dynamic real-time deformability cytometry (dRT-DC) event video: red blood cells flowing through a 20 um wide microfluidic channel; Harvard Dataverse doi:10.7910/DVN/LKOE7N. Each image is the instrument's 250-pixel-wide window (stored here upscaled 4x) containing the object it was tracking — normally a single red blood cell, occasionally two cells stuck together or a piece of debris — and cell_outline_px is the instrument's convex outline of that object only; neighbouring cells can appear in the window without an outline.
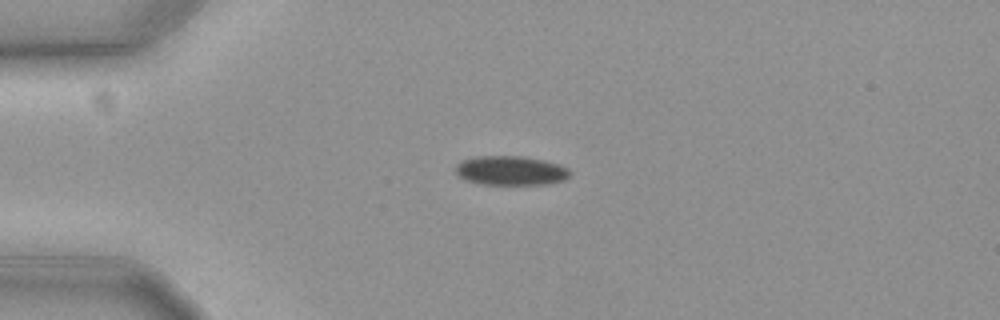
{"species": "common noctule bat (a hibernating species)", "species_latin": "Nyctalus noctula", "temperature_condition": "cold", "stored_images_in_passage": 39, "camera_frame_rate_fps": 3000, "um_per_image_px": 0.085, "animal": {"sex": "female", "body_mass_g": 19.3, "forearm_length_mm": 54.1}, "frame": {"image": 1, "passage_image": 1, "time_ms": 0.0, "image_size_px": [1000, 320], "cell_outline_px": [[572, 172], [564, 180], [552, 184], [480, 184], [464, 180], [456, 176], [456, 164], [460, 160], [472, 156], [520, 156], [544, 160], [560, 164], [568, 168]], "centroid_in_image_um": [43.38, 14.5], "position_along_channel_um": 41.6, "area_um2": 19.88}}
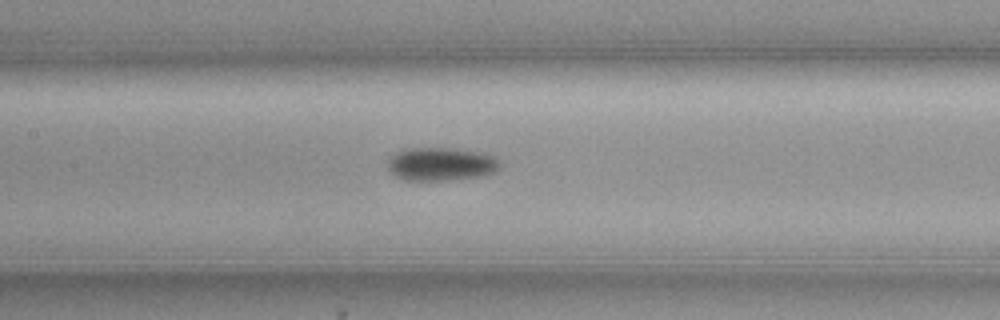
{"frame": {"image": 2, "passage_image": 14, "time_ms": 4.333, "image_size_px": [1000, 320], "cell_outline_px": [[500, 168], [496, 172], [484, 176], [440, 180], [404, 180], [396, 176], [388, 168], [388, 156], [404, 148], [452, 148], [484, 152], [500, 160]], "centroid_in_image_um": [37.5, 13.93], "position_along_channel_um": 169.9, "area_um2": 22.02}}
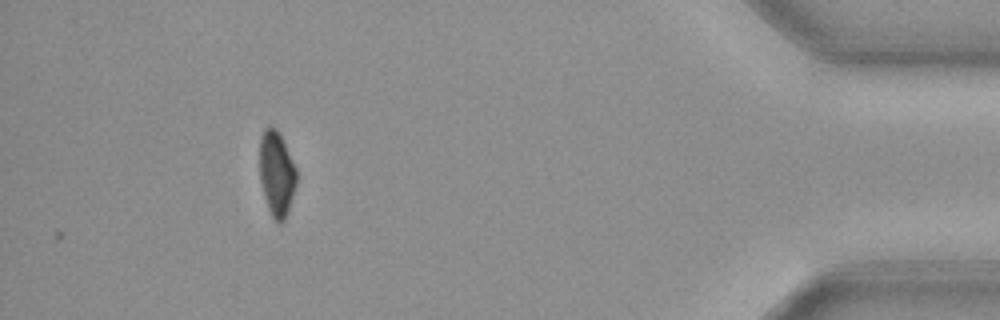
{"frame": {"image": 3, "passage_image": 39, "time_ms": 12.667, "image_size_px": [1000, 320], "cell_outline_px": [[296, 184], [288, 212], [284, 220], [280, 224], [272, 216], [268, 208], [264, 196], [260, 180], [260, 136], [264, 128], [276, 128], [280, 132], [296, 168]], "centroid_in_image_um": [23.51, 14.74], "position_along_channel_um": 411.7, "area_um2": 18.21}, "authors_computed_cell_mechanics": {"area_um2": 20.4612, "velocity_mm_per_s": 3.6406, "shape_relaxation_time_tau1_ms": 5.1953, "shape_relaxation_time_tau2_ms": null, "deformation_change_tau1": 0.1163, "deformation_change_tau2": null}}